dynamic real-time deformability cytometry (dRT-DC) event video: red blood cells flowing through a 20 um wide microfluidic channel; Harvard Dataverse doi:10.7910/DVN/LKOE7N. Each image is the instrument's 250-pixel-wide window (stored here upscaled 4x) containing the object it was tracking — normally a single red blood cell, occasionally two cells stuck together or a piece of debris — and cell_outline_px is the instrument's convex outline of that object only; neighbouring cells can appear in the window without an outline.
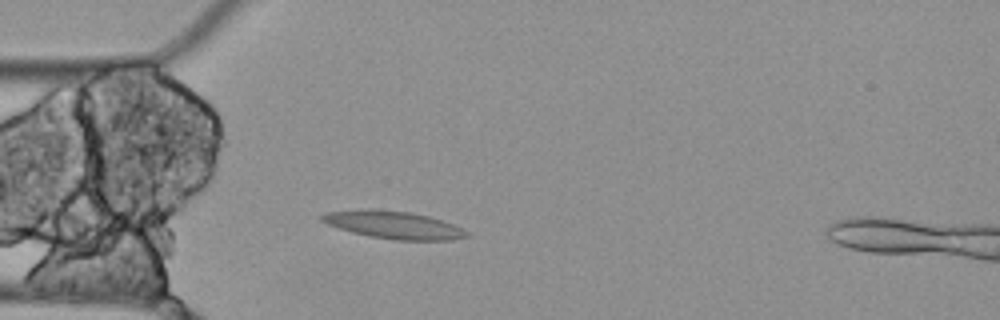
{"species": "Egyptian fruit bat (a non-hibernating species)", "species_latin": "Rousettus aegyptiacus", "temperature_condition": "cold", "stored_images_in_passage": 4, "camera_frame_rate_fps": 3000, "um_per_image_px": 0.085, "animal": {"sex": "female"}, "frame": {"image": 1, "passage_image": 4, "time_ms": 1.0, "image_size_px": [1000, 320], "cell_outline_px": [[472, 236], [452, 240], [396, 240], [368, 236], [352, 232], [328, 224], [320, 220], [320, 216], [324, 212], [372, 208], [408, 212], [428, 216], [452, 224], [472, 232]], "centroid_in_image_um": [33.49, 19.12], "position_along_channel_um": 51.5, "area_um2": 23.41}}